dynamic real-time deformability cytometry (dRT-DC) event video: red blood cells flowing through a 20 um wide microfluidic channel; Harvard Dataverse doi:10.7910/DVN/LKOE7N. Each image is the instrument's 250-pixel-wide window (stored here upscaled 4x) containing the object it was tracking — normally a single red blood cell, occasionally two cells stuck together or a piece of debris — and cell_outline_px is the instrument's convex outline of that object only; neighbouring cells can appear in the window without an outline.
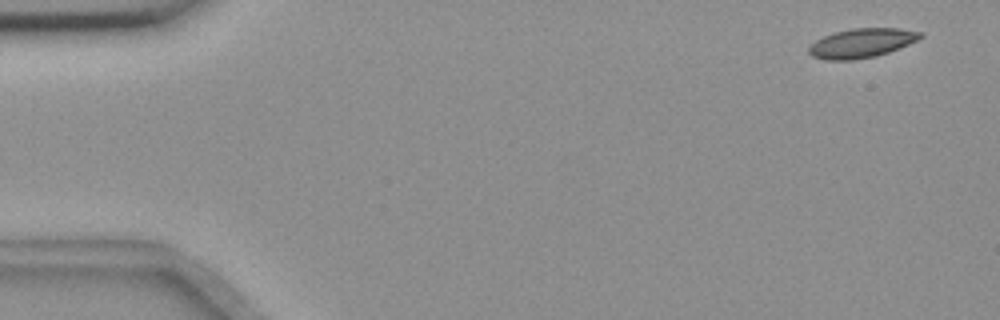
{"species": "common noctule bat (a hibernating species)", "species_latin": "Nyctalus noctula", "temperature_condition": "room temperature", "stored_images_in_passage": 54, "camera_frame_rate_fps": 3000, "um_per_image_px": 0.085, "animal": {"sex": "female", "body_mass_g": 18.4}, "frame": {"image": 1, "passage_image": 1, "time_ms": 0.0, "image_size_px": [1000, 320], "cell_outline_px": [[924, 36], [900, 48], [876, 56], [852, 60], [824, 60], [812, 56], [808, 52], [808, 48], [816, 40], [824, 36], [836, 32], [852, 28], [900, 28], [924, 32]], "centroid_in_image_um": [73.26, 3.66], "position_along_channel_um": 11.7, "area_um2": 19.02}}
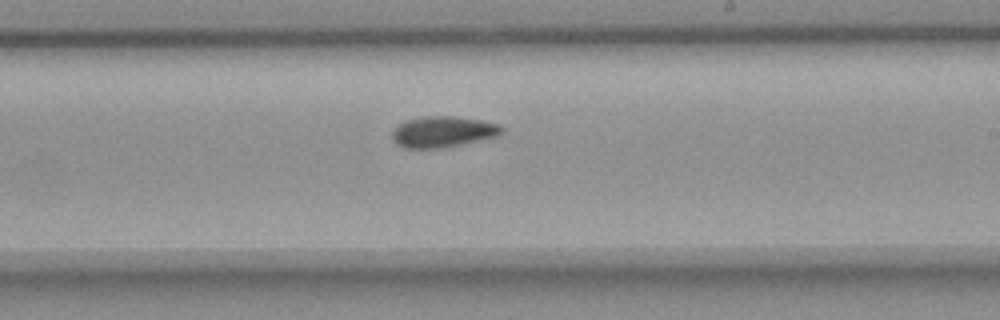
{"frame": {"image": 2, "passage_image": 31, "time_ms": 10.0, "image_size_px": [1000, 320], "cell_outline_px": [[504, 132], [500, 136], [440, 148], [404, 148], [396, 144], [392, 140], [392, 132], [396, 124], [404, 120], [424, 116], [452, 116], [480, 120], [500, 124], [504, 128]], "centroid_in_image_um": [37.63, 11.19], "position_along_channel_um": 251.4, "area_um2": 20.06}}
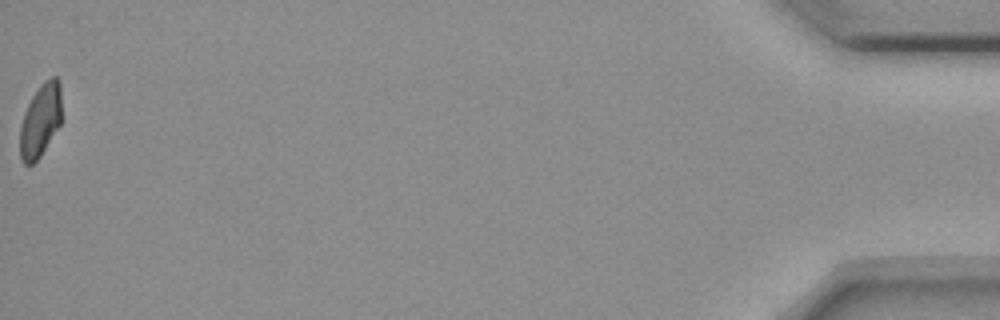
{"frame": {"image": 3, "passage_image": 54, "time_ms": 17.667, "image_size_px": [1000, 320], "cell_outline_px": [[60, 124], [40, 156], [32, 164], [24, 164], [20, 156], [20, 128], [24, 112], [32, 96], [40, 84], [44, 80], [52, 76], [56, 76], [60, 80]], "centroid_in_image_um": [3.42, 10.2], "position_along_channel_um": 431.8, "area_um2": 17.57}, "authors_computed_cell_mechanics": {"area_um2": 19.1607, "velocity_mm_per_s": 3.6471, "shape_relaxation_time_tau1_ms": 10.1341, "shape_relaxation_time_tau2_ms": 5.4799, "deformation_change_tau1": 0.1841, "deformation_change_tau2": 0.092}}